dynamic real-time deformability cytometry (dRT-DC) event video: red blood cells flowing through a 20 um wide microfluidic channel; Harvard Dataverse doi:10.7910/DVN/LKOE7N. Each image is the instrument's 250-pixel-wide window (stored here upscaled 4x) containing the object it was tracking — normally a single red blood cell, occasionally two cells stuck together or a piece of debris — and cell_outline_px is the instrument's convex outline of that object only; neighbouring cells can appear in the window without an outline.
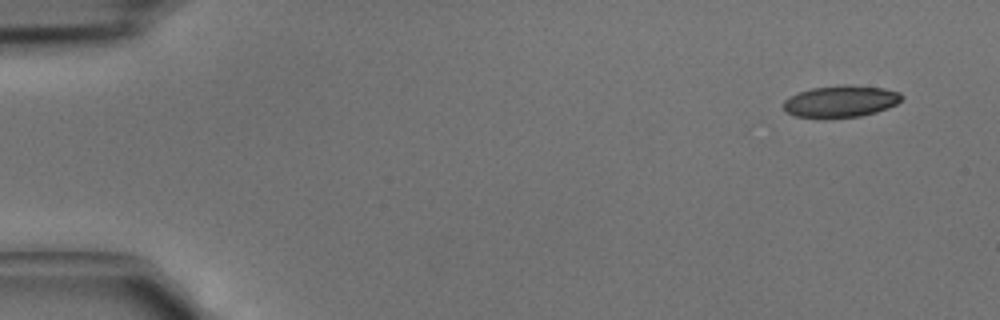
{"species": "common noctule bat (a hibernating species)", "species_latin": "Nyctalus noctula", "temperature_condition": "cold", "stored_images_in_passage": 5, "camera_frame_rate_fps": 3000, "um_per_image_px": 0.085, "animal": {"sex": "male", "body_mass_g": 15.6}, "frame": {"image": 1, "passage_image": 1, "time_ms": 0.0, "image_size_px": [1000, 320], "cell_outline_px": [[904, 96], [896, 104], [888, 108], [876, 112], [860, 116], [796, 116], [788, 112], [784, 108], [784, 100], [800, 92], [812, 88], [848, 84], [884, 88], [900, 92]], "centroid_in_image_um": [71.53, 8.58], "position_along_channel_um": 13.5, "area_um2": 21.27}}
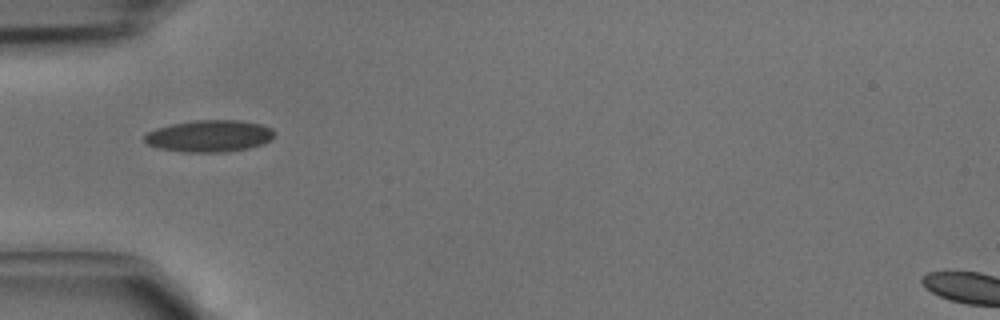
{"frame": {"image": 2, "passage_image": 4, "time_ms": 1.0, "image_size_px": [1000, 320], "cell_outline_px": [[276, 132], [264, 144], [248, 148], [224, 152], [184, 152], [156, 148], [148, 144], [144, 140], [144, 136], [148, 132], [156, 128], [172, 124], [196, 120], [240, 120], [260, 124], [272, 128]], "centroid_in_image_um": [17.79, 11.56], "position_along_channel_um": 67.2, "area_um2": 24.1}}